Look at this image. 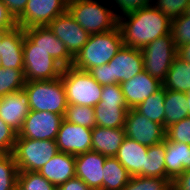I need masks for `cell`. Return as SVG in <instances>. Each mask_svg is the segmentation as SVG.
<instances>
[{
	"label": "cell",
	"mask_w": 190,
	"mask_h": 190,
	"mask_svg": "<svg viewBox=\"0 0 190 190\" xmlns=\"http://www.w3.org/2000/svg\"><path fill=\"white\" fill-rule=\"evenodd\" d=\"M123 45L142 49L153 40L171 33V19L153 4L118 18Z\"/></svg>",
	"instance_id": "cell-1"
},
{
	"label": "cell",
	"mask_w": 190,
	"mask_h": 190,
	"mask_svg": "<svg viewBox=\"0 0 190 190\" xmlns=\"http://www.w3.org/2000/svg\"><path fill=\"white\" fill-rule=\"evenodd\" d=\"M144 71L141 49L122 46L106 64L91 68L88 73L102 86L120 84Z\"/></svg>",
	"instance_id": "cell-2"
},
{
	"label": "cell",
	"mask_w": 190,
	"mask_h": 190,
	"mask_svg": "<svg viewBox=\"0 0 190 190\" xmlns=\"http://www.w3.org/2000/svg\"><path fill=\"white\" fill-rule=\"evenodd\" d=\"M123 46L120 28L104 33L91 34L88 42L74 57L73 67L89 71L91 68L108 63Z\"/></svg>",
	"instance_id": "cell-3"
},
{
	"label": "cell",
	"mask_w": 190,
	"mask_h": 190,
	"mask_svg": "<svg viewBox=\"0 0 190 190\" xmlns=\"http://www.w3.org/2000/svg\"><path fill=\"white\" fill-rule=\"evenodd\" d=\"M69 13L90 35L118 27L117 10L101 4V0H68Z\"/></svg>",
	"instance_id": "cell-4"
},
{
	"label": "cell",
	"mask_w": 190,
	"mask_h": 190,
	"mask_svg": "<svg viewBox=\"0 0 190 190\" xmlns=\"http://www.w3.org/2000/svg\"><path fill=\"white\" fill-rule=\"evenodd\" d=\"M23 89L28 94L30 110L65 115L68 103L61 78L29 81Z\"/></svg>",
	"instance_id": "cell-5"
},
{
	"label": "cell",
	"mask_w": 190,
	"mask_h": 190,
	"mask_svg": "<svg viewBox=\"0 0 190 190\" xmlns=\"http://www.w3.org/2000/svg\"><path fill=\"white\" fill-rule=\"evenodd\" d=\"M68 104L95 107L100 102L102 85L87 72L71 67L61 74Z\"/></svg>",
	"instance_id": "cell-6"
},
{
	"label": "cell",
	"mask_w": 190,
	"mask_h": 190,
	"mask_svg": "<svg viewBox=\"0 0 190 190\" xmlns=\"http://www.w3.org/2000/svg\"><path fill=\"white\" fill-rule=\"evenodd\" d=\"M55 140L16 138L13 157L18 171H39L58 153Z\"/></svg>",
	"instance_id": "cell-7"
},
{
	"label": "cell",
	"mask_w": 190,
	"mask_h": 190,
	"mask_svg": "<svg viewBox=\"0 0 190 190\" xmlns=\"http://www.w3.org/2000/svg\"><path fill=\"white\" fill-rule=\"evenodd\" d=\"M23 55L26 82L61 77L64 67L43 48H34V43L26 35L23 41Z\"/></svg>",
	"instance_id": "cell-8"
},
{
	"label": "cell",
	"mask_w": 190,
	"mask_h": 190,
	"mask_svg": "<svg viewBox=\"0 0 190 190\" xmlns=\"http://www.w3.org/2000/svg\"><path fill=\"white\" fill-rule=\"evenodd\" d=\"M144 70L163 82L177 56V48L172 34L163 35L141 49Z\"/></svg>",
	"instance_id": "cell-9"
},
{
	"label": "cell",
	"mask_w": 190,
	"mask_h": 190,
	"mask_svg": "<svg viewBox=\"0 0 190 190\" xmlns=\"http://www.w3.org/2000/svg\"><path fill=\"white\" fill-rule=\"evenodd\" d=\"M68 9V0H28L24 12L16 19L23 29L47 26Z\"/></svg>",
	"instance_id": "cell-10"
},
{
	"label": "cell",
	"mask_w": 190,
	"mask_h": 190,
	"mask_svg": "<svg viewBox=\"0 0 190 190\" xmlns=\"http://www.w3.org/2000/svg\"><path fill=\"white\" fill-rule=\"evenodd\" d=\"M125 136L147 147L164 141L166 129L130 108L124 124Z\"/></svg>",
	"instance_id": "cell-11"
},
{
	"label": "cell",
	"mask_w": 190,
	"mask_h": 190,
	"mask_svg": "<svg viewBox=\"0 0 190 190\" xmlns=\"http://www.w3.org/2000/svg\"><path fill=\"white\" fill-rule=\"evenodd\" d=\"M64 120L63 115L52 112L30 110L17 138L32 140H56L57 133Z\"/></svg>",
	"instance_id": "cell-12"
},
{
	"label": "cell",
	"mask_w": 190,
	"mask_h": 190,
	"mask_svg": "<svg viewBox=\"0 0 190 190\" xmlns=\"http://www.w3.org/2000/svg\"><path fill=\"white\" fill-rule=\"evenodd\" d=\"M47 26L65 44L73 58L80 52L90 37V34L83 30L68 10L57 16Z\"/></svg>",
	"instance_id": "cell-13"
},
{
	"label": "cell",
	"mask_w": 190,
	"mask_h": 190,
	"mask_svg": "<svg viewBox=\"0 0 190 190\" xmlns=\"http://www.w3.org/2000/svg\"><path fill=\"white\" fill-rule=\"evenodd\" d=\"M59 152L79 155L92 151V129L63 120L56 137Z\"/></svg>",
	"instance_id": "cell-14"
},
{
	"label": "cell",
	"mask_w": 190,
	"mask_h": 190,
	"mask_svg": "<svg viewBox=\"0 0 190 190\" xmlns=\"http://www.w3.org/2000/svg\"><path fill=\"white\" fill-rule=\"evenodd\" d=\"M25 35L34 43V48H43L64 68L71 67L74 58L65 44L58 39L48 26H34L24 29Z\"/></svg>",
	"instance_id": "cell-15"
},
{
	"label": "cell",
	"mask_w": 190,
	"mask_h": 190,
	"mask_svg": "<svg viewBox=\"0 0 190 190\" xmlns=\"http://www.w3.org/2000/svg\"><path fill=\"white\" fill-rule=\"evenodd\" d=\"M106 156L89 151L75 156V174L91 190H103V166Z\"/></svg>",
	"instance_id": "cell-16"
},
{
	"label": "cell",
	"mask_w": 190,
	"mask_h": 190,
	"mask_svg": "<svg viewBox=\"0 0 190 190\" xmlns=\"http://www.w3.org/2000/svg\"><path fill=\"white\" fill-rule=\"evenodd\" d=\"M30 113L28 94L24 89L0 98V118L17 133Z\"/></svg>",
	"instance_id": "cell-17"
},
{
	"label": "cell",
	"mask_w": 190,
	"mask_h": 190,
	"mask_svg": "<svg viewBox=\"0 0 190 190\" xmlns=\"http://www.w3.org/2000/svg\"><path fill=\"white\" fill-rule=\"evenodd\" d=\"M120 85L127 106L136 108L146 98L158 91L162 87V82L144 70L130 80L121 82Z\"/></svg>",
	"instance_id": "cell-18"
},
{
	"label": "cell",
	"mask_w": 190,
	"mask_h": 190,
	"mask_svg": "<svg viewBox=\"0 0 190 190\" xmlns=\"http://www.w3.org/2000/svg\"><path fill=\"white\" fill-rule=\"evenodd\" d=\"M24 38V29L18 26L1 33L0 55L3 68L24 69Z\"/></svg>",
	"instance_id": "cell-19"
},
{
	"label": "cell",
	"mask_w": 190,
	"mask_h": 190,
	"mask_svg": "<svg viewBox=\"0 0 190 190\" xmlns=\"http://www.w3.org/2000/svg\"><path fill=\"white\" fill-rule=\"evenodd\" d=\"M147 149V146L125 137L115 158L131 176L146 177Z\"/></svg>",
	"instance_id": "cell-20"
},
{
	"label": "cell",
	"mask_w": 190,
	"mask_h": 190,
	"mask_svg": "<svg viewBox=\"0 0 190 190\" xmlns=\"http://www.w3.org/2000/svg\"><path fill=\"white\" fill-rule=\"evenodd\" d=\"M38 172L58 188L76 177L75 155L58 152Z\"/></svg>",
	"instance_id": "cell-21"
},
{
	"label": "cell",
	"mask_w": 190,
	"mask_h": 190,
	"mask_svg": "<svg viewBox=\"0 0 190 190\" xmlns=\"http://www.w3.org/2000/svg\"><path fill=\"white\" fill-rule=\"evenodd\" d=\"M166 178L172 182L184 171L190 170V145L165 138Z\"/></svg>",
	"instance_id": "cell-22"
},
{
	"label": "cell",
	"mask_w": 190,
	"mask_h": 190,
	"mask_svg": "<svg viewBox=\"0 0 190 190\" xmlns=\"http://www.w3.org/2000/svg\"><path fill=\"white\" fill-rule=\"evenodd\" d=\"M124 128H92V151L106 157H115L125 138Z\"/></svg>",
	"instance_id": "cell-23"
},
{
	"label": "cell",
	"mask_w": 190,
	"mask_h": 190,
	"mask_svg": "<svg viewBox=\"0 0 190 190\" xmlns=\"http://www.w3.org/2000/svg\"><path fill=\"white\" fill-rule=\"evenodd\" d=\"M129 109L127 105L103 104L100 101L94 107L96 126L104 128H124Z\"/></svg>",
	"instance_id": "cell-24"
},
{
	"label": "cell",
	"mask_w": 190,
	"mask_h": 190,
	"mask_svg": "<svg viewBox=\"0 0 190 190\" xmlns=\"http://www.w3.org/2000/svg\"><path fill=\"white\" fill-rule=\"evenodd\" d=\"M162 86L171 91L188 92L190 90V63L176 56Z\"/></svg>",
	"instance_id": "cell-25"
},
{
	"label": "cell",
	"mask_w": 190,
	"mask_h": 190,
	"mask_svg": "<svg viewBox=\"0 0 190 190\" xmlns=\"http://www.w3.org/2000/svg\"><path fill=\"white\" fill-rule=\"evenodd\" d=\"M103 175V190H122L132 177L115 157H106Z\"/></svg>",
	"instance_id": "cell-26"
},
{
	"label": "cell",
	"mask_w": 190,
	"mask_h": 190,
	"mask_svg": "<svg viewBox=\"0 0 190 190\" xmlns=\"http://www.w3.org/2000/svg\"><path fill=\"white\" fill-rule=\"evenodd\" d=\"M164 128L188 117L184 92L166 89L164 101Z\"/></svg>",
	"instance_id": "cell-27"
},
{
	"label": "cell",
	"mask_w": 190,
	"mask_h": 190,
	"mask_svg": "<svg viewBox=\"0 0 190 190\" xmlns=\"http://www.w3.org/2000/svg\"><path fill=\"white\" fill-rule=\"evenodd\" d=\"M166 89L162 86L154 94L146 98L135 109L149 120L161 124L164 127V101Z\"/></svg>",
	"instance_id": "cell-28"
},
{
	"label": "cell",
	"mask_w": 190,
	"mask_h": 190,
	"mask_svg": "<svg viewBox=\"0 0 190 190\" xmlns=\"http://www.w3.org/2000/svg\"><path fill=\"white\" fill-rule=\"evenodd\" d=\"M165 139L163 142L149 146L146 155V177L166 178Z\"/></svg>",
	"instance_id": "cell-29"
},
{
	"label": "cell",
	"mask_w": 190,
	"mask_h": 190,
	"mask_svg": "<svg viewBox=\"0 0 190 190\" xmlns=\"http://www.w3.org/2000/svg\"><path fill=\"white\" fill-rule=\"evenodd\" d=\"M24 69L0 67V98L25 86Z\"/></svg>",
	"instance_id": "cell-30"
},
{
	"label": "cell",
	"mask_w": 190,
	"mask_h": 190,
	"mask_svg": "<svg viewBox=\"0 0 190 190\" xmlns=\"http://www.w3.org/2000/svg\"><path fill=\"white\" fill-rule=\"evenodd\" d=\"M64 120L92 129L96 126L94 107L68 104Z\"/></svg>",
	"instance_id": "cell-31"
},
{
	"label": "cell",
	"mask_w": 190,
	"mask_h": 190,
	"mask_svg": "<svg viewBox=\"0 0 190 190\" xmlns=\"http://www.w3.org/2000/svg\"><path fill=\"white\" fill-rule=\"evenodd\" d=\"M18 172L13 154H0V190H17Z\"/></svg>",
	"instance_id": "cell-32"
},
{
	"label": "cell",
	"mask_w": 190,
	"mask_h": 190,
	"mask_svg": "<svg viewBox=\"0 0 190 190\" xmlns=\"http://www.w3.org/2000/svg\"><path fill=\"white\" fill-rule=\"evenodd\" d=\"M17 190H57V187L38 171H19Z\"/></svg>",
	"instance_id": "cell-33"
},
{
	"label": "cell",
	"mask_w": 190,
	"mask_h": 190,
	"mask_svg": "<svg viewBox=\"0 0 190 190\" xmlns=\"http://www.w3.org/2000/svg\"><path fill=\"white\" fill-rule=\"evenodd\" d=\"M172 183L168 178L132 176L122 190H171Z\"/></svg>",
	"instance_id": "cell-34"
},
{
	"label": "cell",
	"mask_w": 190,
	"mask_h": 190,
	"mask_svg": "<svg viewBox=\"0 0 190 190\" xmlns=\"http://www.w3.org/2000/svg\"><path fill=\"white\" fill-rule=\"evenodd\" d=\"M171 34L176 48L190 43V15L183 14L171 19Z\"/></svg>",
	"instance_id": "cell-35"
},
{
	"label": "cell",
	"mask_w": 190,
	"mask_h": 190,
	"mask_svg": "<svg viewBox=\"0 0 190 190\" xmlns=\"http://www.w3.org/2000/svg\"><path fill=\"white\" fill-rule=\"evenodd\" d=\"M165 138L169 141L190 145V117L184 118L167 127Z\"/></svg>",
	"instance_id": "cell-36"
},
{
	"label": "cell",
	"mask_w": 190,
	"mask_h": 190,
	"mask_svg": "<svg viewBox=\"0 0 190 190\" xmlns=\"http://www.w3.org/2000/svg\"><path fill=\"white\" fill-rule=\"evenodd\" d=\"M157 1V2H156ZM153 0L152 4L170 19L183 15L190 0Z\"/></svg>",
	"instance_id": "cell-37"
},
{
	"label": "cell",
	"mask_w": 190,
	"mask_h": 190,
	"mask_svg": "<svg viewBox=\"0 0 190 190\" xmlns=\"http://www.w3.org/2000/svg\"><path fill=\"white\" fill-rule=\"evenodd\" d=\"M18 133L0 118V154L13 152Z\"/></svg>",
	"instance_id": "cell-38"
},
{
	"label": "cell",
	"mask_w": 190,
	"mask_h": 190,
	"mask_svg": "<svg viewBox=\"0 0 190 190\" xmlns=\"http://www.w3.org/2000/svg\"><path fill=\"white\" fill-rule=\"evenodd\" d=\"M100 101L103 104L127 105L120 84L103 86Z\"/></svg>",
	"instance_id": "cell-39"
},
{
	"label": "cell",
	"mask_w": 190,
	"mask_h": 190,
	"mask_svg": "<svg viewBox=\"0 0 190 190\" xmlns=\"http://www.w3.org/2000/svg\"><path fill=\"white\" fill-rule=\"evenodd\" d=\"M114 1L116 5L115 8H118L117 17H121L127 13L142 9L152 4L153 0H111Z\"/></svg>",
	"instance_id": "cell-40"
},
{
	"label": "cell",
	"mask_w": 190,
	"mask_h": 190,
	"mask_svg": "<svg viewBox=\"0 0 190 190\" xmlns=\"http://www.w3.org/2000/svg\"><path fill=\"white\" fill-rule=\"evenodd\" d=\"M17 26L16 20L0 0V33L7 32Z\"/></svg>",
	"instance_id": "cell-41"
},
{
	"label": "cell",
	"mask_w": 190,
	"mask_h": 190,
	"mask_svg": "<svg viewBox=\"0 0 190 190\" xmlns=\"http://www.w3.org/2000/svg\"><path fill=\"white\" fill-rule=\"evenodd\" d=\"M7 7L9 13L16 20L23 12L26 7L28 0H1Z\"/></svg>",
	"instance_id": "cell-42"
},
{
	"label": "cell",
	"mask_w": 190,
	"mask_h": 190,
	"mask_svg": "<svg viewBox=\"0 0 190 190\" xmlns=\"http://www.w3.org/2000/svg\"><path fill=\"white\" fill-rule=\"evenodd\" d=\"M57 190H91L80 178L74 177L64 184L60 185Z\"/></svg>",
	"instance_id": "cell-43"
},
{
	"label": "cell",
	"mask_w": 190,
	"mask_h": 190,
	"mask_svg": "<svg viewBox=\"0 0 190 190\" xmlns=\"http://www.w3.org/2000/svg\"><path fill=\"white\" fill-rule=\"evenodd\" d=\"M176 190H190V170L184 171L172 183Z\"/></svg>",
	"instance_id": "cell-44"
},
{
	"label": "cell",
	"mask_w": 190,
	"mask_h": 190,
	"mask_svg": "<svg viewBox=\"0 0 190 190\" xmlns=\"http://www.w3.org/2000/svg\"><path fill=\"white\" fill-rule=\"evenodd\" d=\"M177 56L190 63V43H186L177 48Z\"/></svg>",
	"instance_id": "cell-45"
},
{
	"label": "cell",
	"mask_w": 190,
	"mask_h": 190,
	"mask_svg": "<svg viewBox=\"0 0 190 190\" xmlns=\"http://www.w3.org/2000/svg\"><path fill=\"white\" fill-rule=\"evenodd\" d=\"M186 96V108L188 112V117H190V90L185 93Z\"/></svg>",
	"instance_id": "cell-46"
},
{
	"label": "cell",
	"mask_w": 190,
	"mask_h": 190,
	"mask_svg": "<svg viewBox=\"0 0 190 190\" xmlns=\"http://www.w3.org/2000/svg\"><path fill=\"white\" fill-rule=\"evenodd\" d=\"M0 44H1V33H0ZM0 67H2L1 55H0Z\"/></svg>",
	"instance_id": "cell-47"
}]
</instances>
